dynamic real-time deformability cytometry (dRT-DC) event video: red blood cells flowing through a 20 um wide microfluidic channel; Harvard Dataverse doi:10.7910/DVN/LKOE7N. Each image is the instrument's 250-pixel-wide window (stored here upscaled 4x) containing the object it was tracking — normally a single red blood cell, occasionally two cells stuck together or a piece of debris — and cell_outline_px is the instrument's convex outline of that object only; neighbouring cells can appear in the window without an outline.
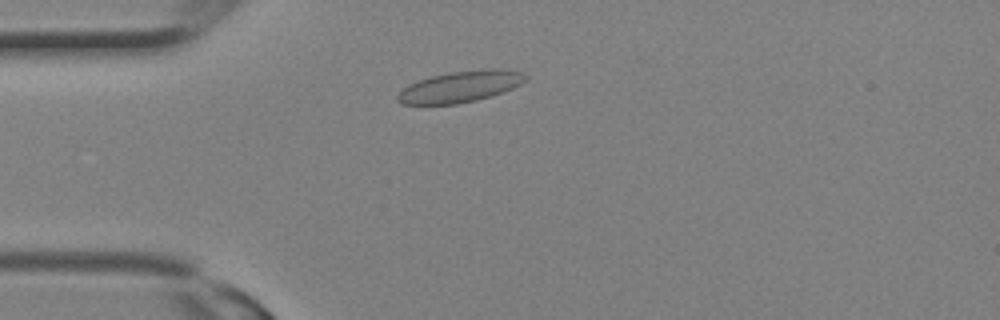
{"species": "Egyptian fruit bat (a non-hibernating species)", "species_latin": "Rousettus aegyptiacus", "temperature_condition": "room temperature", "stored_images_in_passage": 7, "camera_frame_rate_fps": 3000, "um_per_image_px": 0.085, "animal": {"sex": "female"}, "frame": {"image": 1, "passage_image": 4, "time_ms": 1.0, "image_size_px": [1000, 320], "cell_outline_px": [[528, 80], [512, 88], [476, 100], [456, 104], [400, 104], [396, 100], [396, 96], [408, 84], [432, 76], [448, 72], [484, 68], [500, 68], [520, 72], [528, 76]], "centroid_in_image_um": [39.12, 7.35], "position_along_channel_um": 45.9, "area_um2": 23.24}}
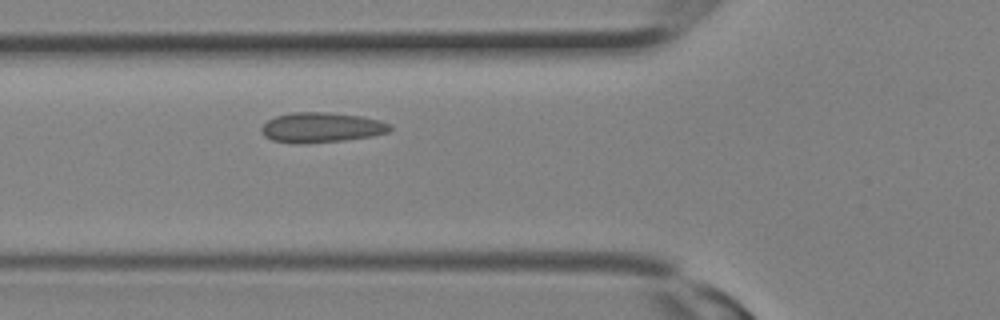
{"frame": {"image": 2, "passage_image": 7, "time_ms": 2.0, "image_size_px": [1000, 320], "cell_outline_px": [[392, 128], [388, 132], [372, 136], [344, 140], [304, 144], [296, 144], [272, 140], [264, 136], [260, 128], [268, 120], [276, 116], [292, 112], [328, 112], [360, 116], [380, 120], [392, 124]], "centroid_in_image_um": [27.32, 10.84], "position_along_channel_um": 98.5, "area_um2": 22.66}}